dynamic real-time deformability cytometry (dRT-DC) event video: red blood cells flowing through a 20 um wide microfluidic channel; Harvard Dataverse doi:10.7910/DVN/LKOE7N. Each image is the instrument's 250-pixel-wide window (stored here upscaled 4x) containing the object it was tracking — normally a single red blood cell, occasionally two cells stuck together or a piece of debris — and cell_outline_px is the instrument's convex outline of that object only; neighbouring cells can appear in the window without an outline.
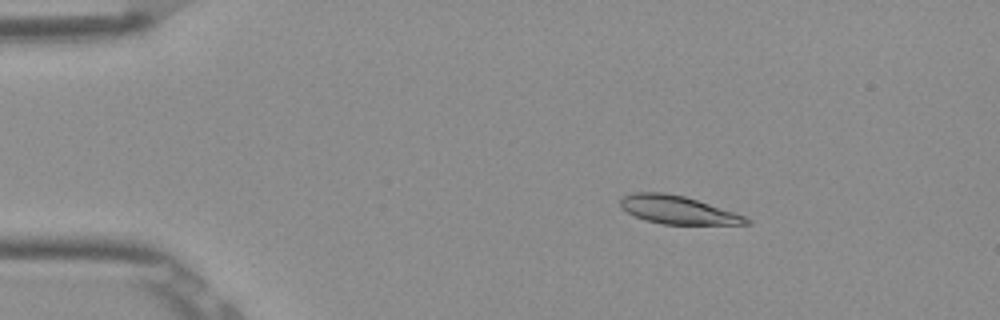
{"species": "Egyptian fruit bat (a non-hibernating species)", "species_latin": "Rousettus aegyptiacus", "temperature_condition": "room temperature", "stored_images_in_passage": 53, "camera_frame_rate_fps": 3000, "um_per_image_px": 0.085, "frame": {"image": 1, "passage_image": 9, "time_ms": 2.667, "image_size_px": [1000, 320], "cell_outline_px": [[752, 224], [664, 224], [644, 220], [620, 208], [620, 200], [624, 196], [636, 192], [664, 192], [684, 196], [744, 216], [752, 220]], "centroid_in_image_um": [57.58, 17.84], "position_along_channel_um": 27.4, "area_um2": 20.29}}
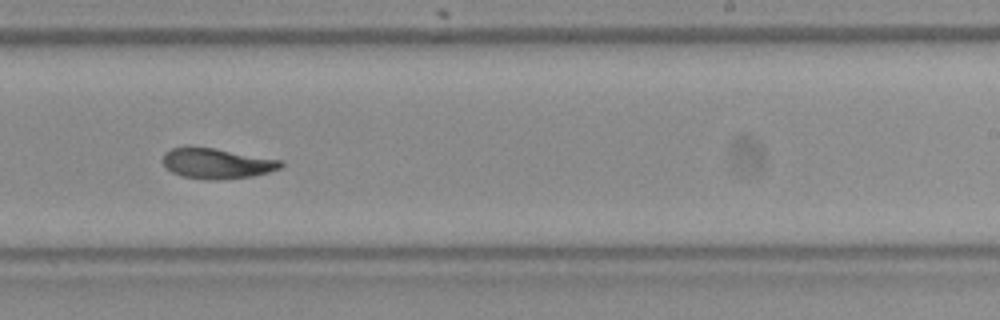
{"frame": {"image": 2, "passage_image": 33, "time_ms": 10.667, "image_size_px": [1000, 320], "cell_outline_px": [[284, 164], [280, 168], [268, 172], [252, 176], [212, 180], [204, 180], [184, 176], [172, 172], [160, 160], [164, 152], [172, 148], [212, 148], [284, 160]], "centroid_in_image_um": [18.44, 13.9], "position_along_channel_um": 270.6, "area_um2": 20.63}}
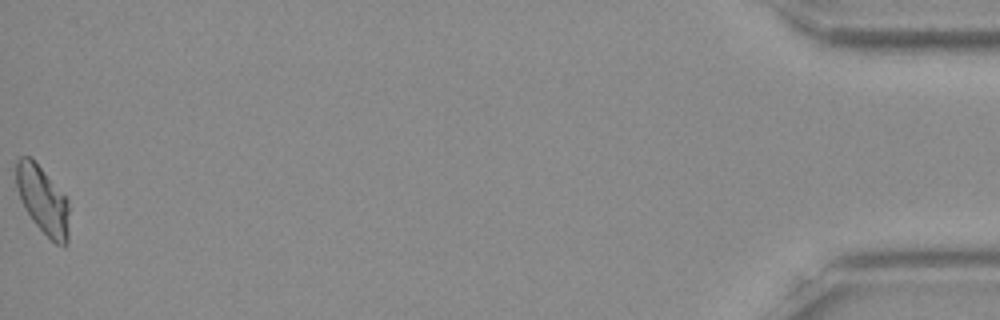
{"frame": {"image": 3, "passage_image": 53, "time_ms": 17.333, "image_size_px": [1000, 320], "cell_outline_px": [[68, 244], [64, 248], [56, 244], [32, 220], [20, 196], [16, 184], [16, 160], [20, 156], [28, 156], [40, 168], [68, 200]], "centroid_in_image_um": [3.65, 17.05], "position_along_channel_um": 431.6, "area_um2": 20.23}, "authors_computed_cell_mechanics": {"area_um2": 21.2704, "velocity_mm_per_s": 3.8704, "shape_relaxation_time_tau1_ms": 4.5493, "shape_relaxation_time_tau2_ms": 4.1725, "deformation_change_tau1": 0.16, "deformation_change_tau2": 0.0913}}